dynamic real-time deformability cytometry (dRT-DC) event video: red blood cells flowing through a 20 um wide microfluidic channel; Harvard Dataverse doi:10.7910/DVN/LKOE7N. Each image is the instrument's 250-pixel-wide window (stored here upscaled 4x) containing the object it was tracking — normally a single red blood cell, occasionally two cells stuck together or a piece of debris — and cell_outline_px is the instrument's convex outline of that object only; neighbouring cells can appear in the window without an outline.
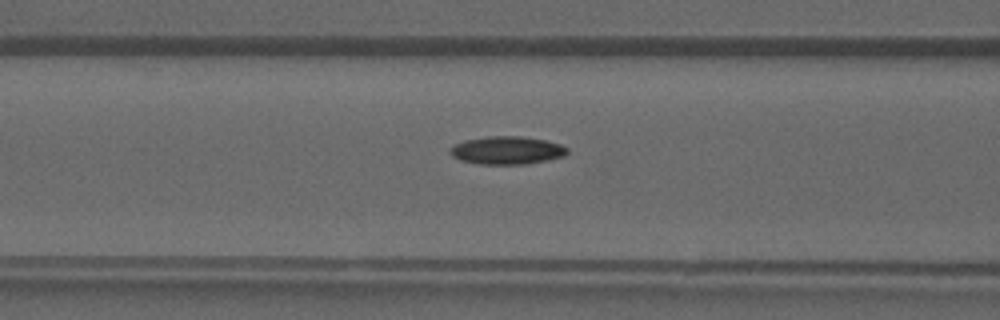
{"species": "common noctule bat (a hibernating species)", "species_latin": "Nyctalus noctula", "temperature_condition": "warm", "stored_images_in_passage": 28, "camera_frame_rate_fps": 3000, "um_per_image_px": 0.085, "animal": {"sex": "male", "forearm_length_mm": 52.5}, "frame": {"image": 1, "passage_image": 5, "time_ms": 1.333, "image_size_px": [1000, 320], "cell_outline_px": [[568, 152], [564, 156], [548, 160], [524, 164], [480, 164], [460, 160], [452, 156], [448, 152], [448, 148], [464, 140], [488, 136], [520, 136], [544, 140], [560, 144], [568, 148]], "centroid_in_image_um": [43.06, 12.78], "position_along_channel_um": 123.5, "area_um2": 19.13}}
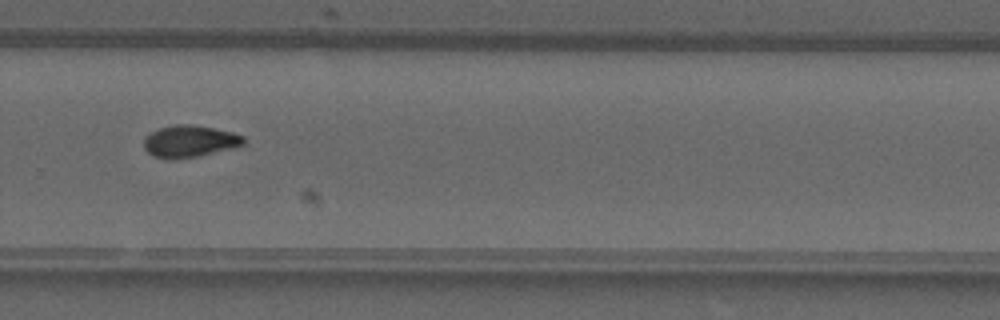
{"frame": {"image": 2, "passage_image": 16, "time_ms": 5.0, "image_size_px": [1000, 320], "cell_outline_px": [[244, 144], [240, 148], [200, 156], [176, 160], [152, 156], [144, 148], [144, 140], [152, 132], [160, 128], [176, 124], [192, 124], [232, 132], [244, 136]], "centroid_in_image_um": [16.18, 12.03], "position_along_channel_um": 313.6, "area_um2": 18.84}}
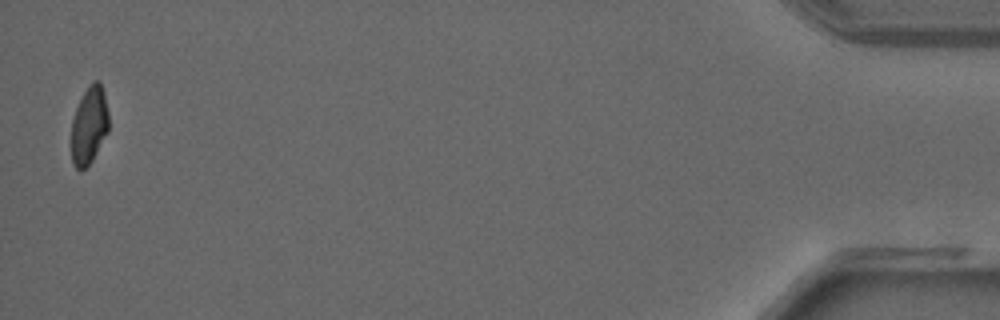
{"frame": {"image": 3, "passage_image": 28, "time_ms": 9.0, "image_size_px": [1000, 320], "cell_outline_px": [[108, 132], [92, 160], [80, 172], [72, 164], [72, 120], [76, 108], [88, 84], [92, 80], [100, 80], [108, 112]], "centroid_in_image_um": [7.57, 10.64], "position_along_channel_um": 427.6, "area_um2": 16.82}}